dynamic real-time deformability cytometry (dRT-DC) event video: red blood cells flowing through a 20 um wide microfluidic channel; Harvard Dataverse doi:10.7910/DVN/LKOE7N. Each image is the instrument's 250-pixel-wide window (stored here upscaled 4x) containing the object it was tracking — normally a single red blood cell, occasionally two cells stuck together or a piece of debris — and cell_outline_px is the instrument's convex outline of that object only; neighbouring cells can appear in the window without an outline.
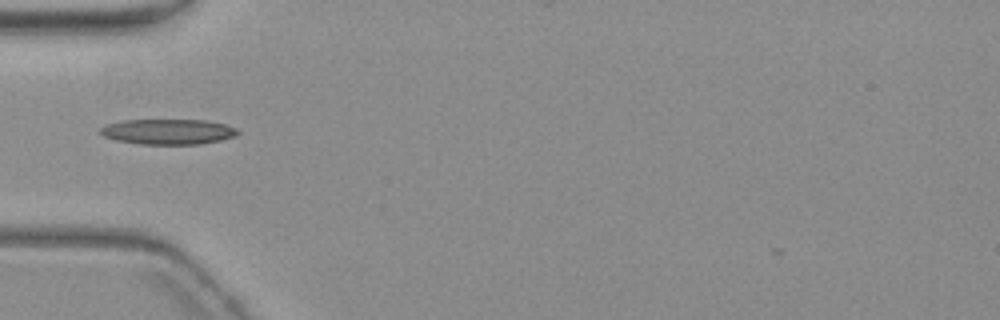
{"species": "common noctule bat (a hibernating species)", "species_latin": "Nyctalus noctula", "temperature_condition": "warm", "stored_images_in_passage": 4, "camera_frame_rate_fps": 3000, "um_per_image_px": 0.085, "animal": {"sex": "female", "body_mass_g": 19.3, "forearm_length_mm": 54.1}, "frame": {"image": 1, "passage_image": 2, "time_ms": 1.333, "image_size_px": [1000, 320], "cell_outline_px": [[240, 132], [236, 136], [220, 140], [200, 144], [140, 144], [116, 140], [104, 136], [100, 132], [100, 128], [104, 124], [120, 120], [208, 120], [224, 124], [236, 128]], "centroid_in_image_um": [14.27, 11.18], "position_along_channel_um": 70.7, "area_um2": 20.4}}
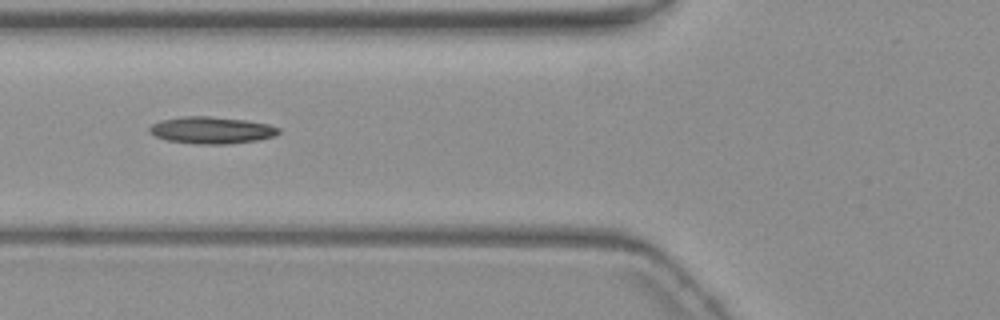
{"frame": {"image": 2, "passage_image": 3, "time_ms": 2.333, "image_size_px": [1000, 320], "cell_outline_px": [[280, 132], [276, 136], [260, 140], [228, 144], [196, 144], [168, 140], [156, 136], [148, 132], [148, 128], [152, 124], [160, 120], [184, 116], [208, 116], [244, 120], [268, 124], [280, 128]], "centroid_in_image_um": [17.99, 11.07], "position_along_channel_um": 107.8, "area_um2": 20.35}}
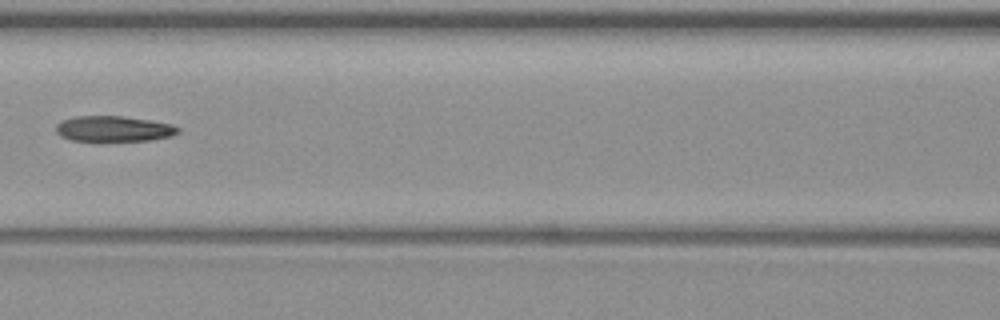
{"frame": {"image": 3, "passage_image": 4, "time_ms": 3.667, "image_size_px": [1000, 320], "cell_outline_px": [[180, 132], [172, 136], [148, 140], [96, 144], [72, 140], [60, 136], [56, 132], [56, 124], [60, 120], [76, 116], [120, 116], [148, 120], [172, 124], [180, 128]], "centroid_in_image_um": [9.61, 11.0], "position_along_channel_um": 157.0, "area_um2": 19.13}}